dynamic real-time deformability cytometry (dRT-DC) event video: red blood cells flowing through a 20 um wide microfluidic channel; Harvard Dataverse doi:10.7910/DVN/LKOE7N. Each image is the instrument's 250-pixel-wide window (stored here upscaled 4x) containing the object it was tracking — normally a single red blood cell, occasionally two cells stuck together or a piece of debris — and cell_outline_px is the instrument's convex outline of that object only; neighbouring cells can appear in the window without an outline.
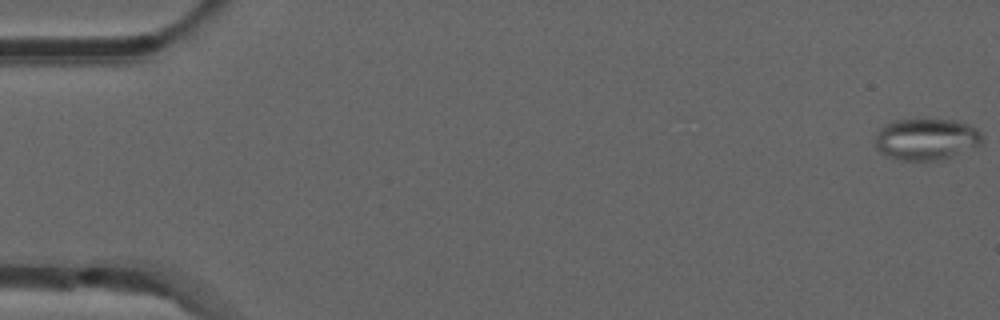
{"species": "common noctule bat (a hibernating species)", "species_latin": "Nyctalus noctula", "temperature_condition": "room temperature", "stored_images_in_passage": 47, "segment_of_instrument_passage": [1, 2], "camera_frame_rate_fps": 3000, "um_per_image_px": 0.085, "animal": {"sex": "male", "forearm_length_mm": 52.5}, "frame": {"image": 1, "passage_image": 1, "time_ms": 0.0, "image_size_px": [1000, 320], "cell_outline_px": [[984, 140], [980, 144], [952, 156], [940, 160], [900, 160], [884, 156], [876, 148], [876, 132], [880, 128], [896, 120], [956, 120], [968, 124], [976, 128], [984, 136]], "centroid_in_image_um": [78.73, 11.84], "position_along_channel_um": 6.3, "area_um2": 25.84}}
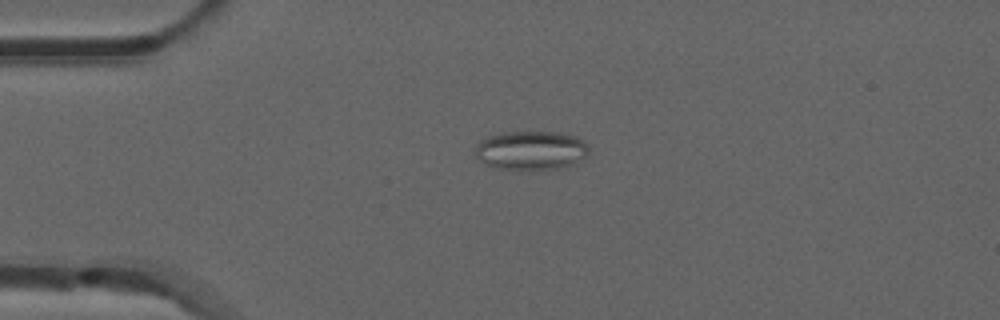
{"frame": {"image": 2, "passage_image": 13, "time_ms": 4.0, "image_size_px": [1000, 320], "cell_outline_px": [[588, 152], [584, 156], [572, 164], [560, 168], [520, 172], [492, 168], [476, 160], [476, 144], [480, 140], [488, 136], [504, 132], [560, 132], [572, 136], [588, 144]], "centroid_in_image_um": [45.04, 12.83], "position_along_channel_um": 40.0, "area_um2": 26.41}}